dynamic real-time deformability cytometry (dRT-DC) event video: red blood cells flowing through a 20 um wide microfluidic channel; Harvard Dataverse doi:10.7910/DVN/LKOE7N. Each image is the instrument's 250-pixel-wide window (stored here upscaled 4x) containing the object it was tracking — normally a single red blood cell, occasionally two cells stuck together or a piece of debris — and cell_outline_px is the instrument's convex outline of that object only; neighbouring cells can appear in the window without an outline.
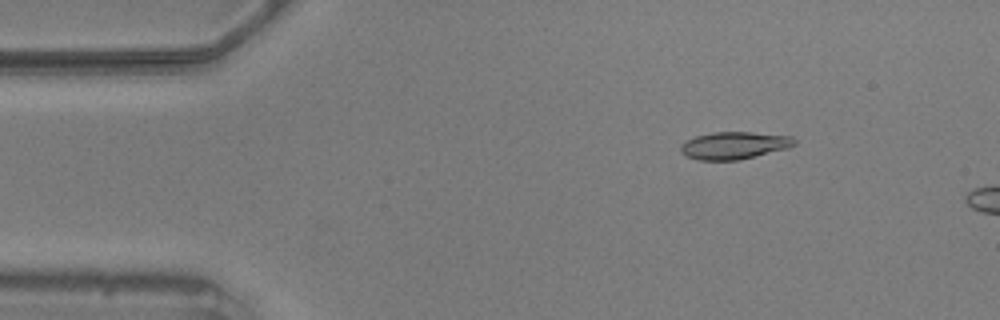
{"species": "common noctule bat (a hibernating species)", "species_latin": "Nyctalus noctula", "temperature_condition": "warm", "stored_images_in_passage": 13, "camera_frame_rate_fps": 3000, "um_per_image_px": 0.085, "animal": {"sex": "male", "body_mass_g": 20.5, "forearm_length_mm": 52.5}, "frame": {"image": 1, "passage_image": 8, "time_ms": 2.333, "image_size_px": [1000, 320], "cell_outline_px": [[796, 144], [788, 148], [740, 160], [696, 160], [684, 156], [680, 152], [680, 144], [696, 136], [712, 132], [752, 132], [792, 136], [796, 140]], "centroid_in_image_um": [62.39, 12.37], "position_along_channel_um": 22.6, "area_um2": 18.32}}